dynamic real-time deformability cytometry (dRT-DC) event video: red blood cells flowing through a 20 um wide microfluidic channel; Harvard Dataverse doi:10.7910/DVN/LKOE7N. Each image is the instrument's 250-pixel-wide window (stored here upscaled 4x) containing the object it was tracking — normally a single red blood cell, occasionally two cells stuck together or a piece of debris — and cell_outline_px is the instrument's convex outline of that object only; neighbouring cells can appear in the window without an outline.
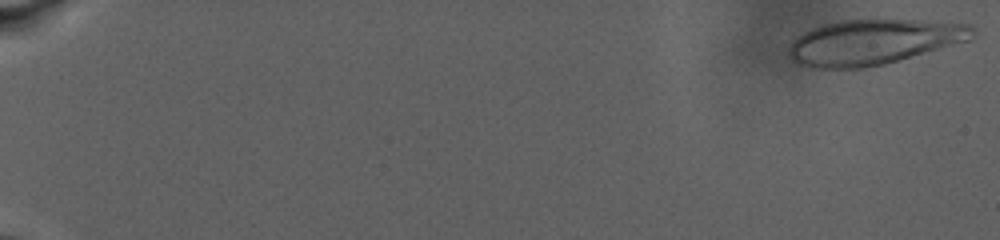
{"species": "human", "species_latin": "Homo sapiens", "temperature_condition": "warm", "stored_images_in_passage": 43, "camera_frame_rate_fps": 3000, "um_per_image_px": 0.085, "donor": {"sex": "male"}, "frame": {"image": 1, "passage_image": 1, "time_ms": 0.0, "image_size_px": [1000, 240], "cell_outline_px": [[976, 32], [968, 40], [884, 64], [860, 68], [812, 68], [800, 64], [792, 60], [788, 56], [788, 48], [792, 40], [804, 32], [824, 24], [840, 20], [916, 20], [968, 24], [976, 28]], "centroid_in_image_um": [74.2, 3.57], "position_along_channel_um": 10.8, "area_um2": 47.92}}